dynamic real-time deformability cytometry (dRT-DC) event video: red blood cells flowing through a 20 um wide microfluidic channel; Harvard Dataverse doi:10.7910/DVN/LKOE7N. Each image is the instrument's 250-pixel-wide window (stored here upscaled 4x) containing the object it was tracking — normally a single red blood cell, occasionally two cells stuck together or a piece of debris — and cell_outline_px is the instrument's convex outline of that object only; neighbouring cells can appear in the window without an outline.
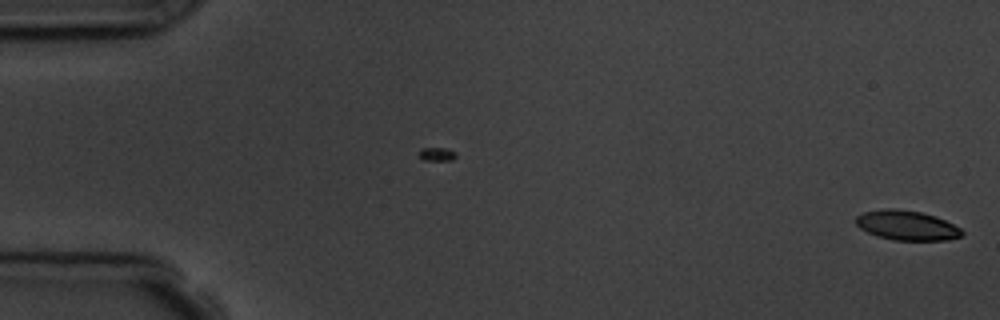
{"species": "common noctule bat (a hibernating species)", "species_latin": "Nyctalus noctula", "temperature_condition": "room temperature", "stored_images_in_passage": 2, "camera_frame_rate_fps": 3000, "um_per_image_px": 0.085, "animal": {"sex": "male", "body_mass_g": 19.5, "forearm_length_mm": 54.6}, "frame": {"image": 1, "passage_image": 2, "time_ms": 1.0, "image_size_px": [1000, 320], "cell_outline_px": [[964, 232], [960, 236], [944, 240], [892, 240], [876, 236], [860, 228], [856, 224], [856, 216], [864, 212], [888, 208], [896, 208], [920, 212], [936, 216], [960, 228]], "centroid_in_image_um": [77.05, 19.15], "position_along_channel_um": 7.9, "area_um2": 18.21}}